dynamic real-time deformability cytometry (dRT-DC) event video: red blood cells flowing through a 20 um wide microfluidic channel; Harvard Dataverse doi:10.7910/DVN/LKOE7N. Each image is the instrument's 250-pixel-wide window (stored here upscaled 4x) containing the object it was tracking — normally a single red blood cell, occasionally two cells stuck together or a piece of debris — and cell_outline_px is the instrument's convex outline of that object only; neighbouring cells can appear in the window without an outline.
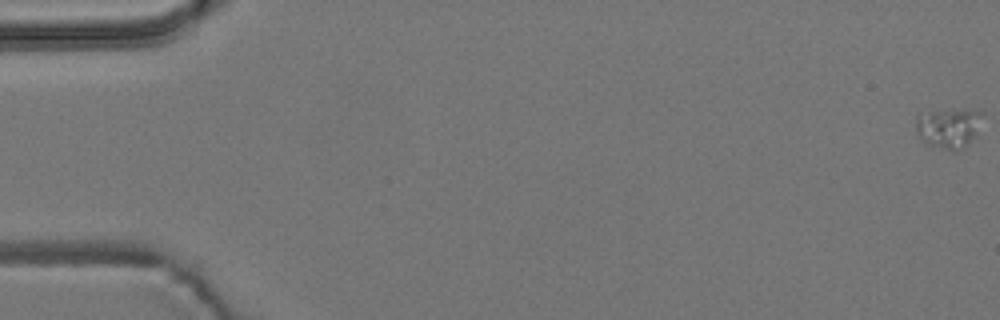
{"species": "common noctule bat (a hibernating species)", "species_latin": "Nyctalus noctula", "temperature_condition": "room temperature", "stored_images_in_passage": 57, "camera_frame_rate_fps": 3000, "um_per_image_px": 0.085, "animal": {"sex": "male", "body_mass_g": 19.2, "forearm_length_mm": 51.8}, "frame": {"image": 1, "passage_image": 1, "time_ms": 0.0, "image_size_px": [1000, 320], "cell_outline_px": [[976, 112], [972, 136], [964, 148], [956, 152], [952, 152], [928, 144], [916, 132], [916, 116], [932, 112]], "centroid_in_image_um": [80.44, 10.99], "position_along_channel_um": 4.6, "area_um2": 13.7}}
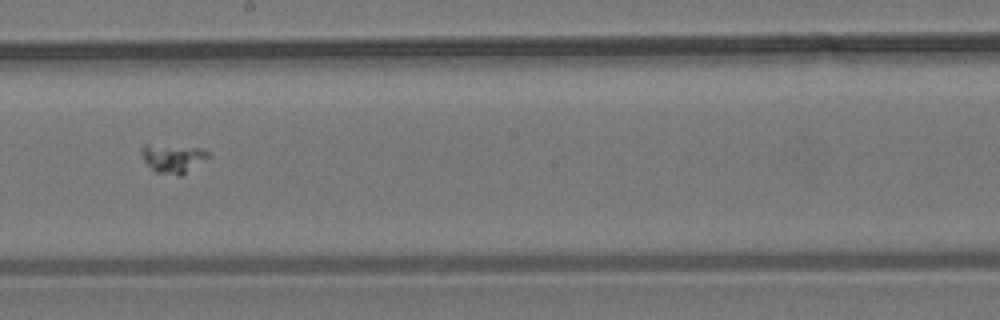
{"frame": {"image": 2, "passage_image": 33, "time_ms": 10.667, "image_size_px": [1000, 320], "cell_outline_px": [[212, 156], [180, 176], [156, 172], [144, 160], [144, 144], [148, 144], [200, 148], [212, 152]], "centroid_in_image_um": [14.8, 13.46], "position_along_channel_um": 233.4, "area_um2": 10.92}}
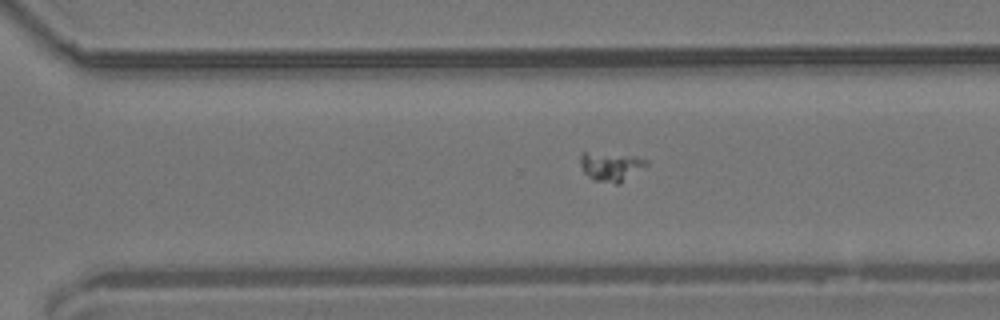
{"frame": {"image": 3, "passage_image": 40, "time_ms": 13.0, "image_size_px": [1000, 320], "cell_outline_px": [[648, 164], [620, 184], [616, 184], [592, 180], [584, 172], [580, 164], [580, 156], [584, 152], [636, 156], [648, 160]], "centroid_in_image_um": [51.93, 14.17], "position_along_channel_um": 318.7, "area_um2": 11.1}}